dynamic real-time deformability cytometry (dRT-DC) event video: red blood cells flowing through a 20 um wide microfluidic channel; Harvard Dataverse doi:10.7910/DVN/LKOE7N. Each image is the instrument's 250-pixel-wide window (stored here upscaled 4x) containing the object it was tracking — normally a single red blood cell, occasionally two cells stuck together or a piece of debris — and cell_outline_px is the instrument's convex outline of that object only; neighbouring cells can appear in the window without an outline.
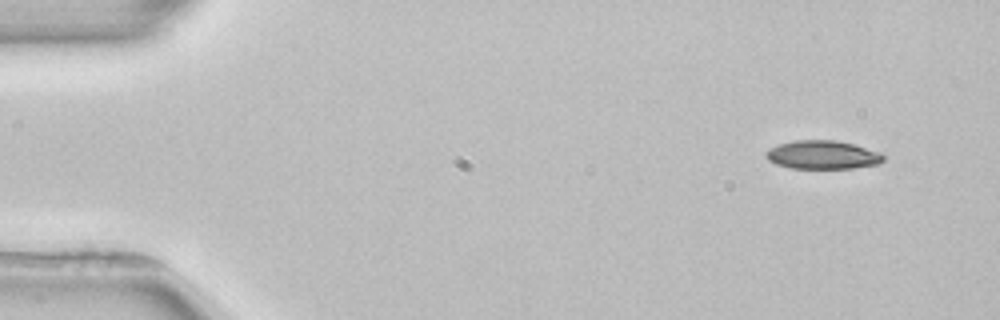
{"species": "common noctule bat (a hibernating species)", "species_latin": "Nyctalus noctula", "temperature_condition": "room temperature", "stored_images_in_passage": 4, "segment_of_instrument_passage": [1, 2], "camera_frame_rate_fps": 3000, "um_per_image_px": 0.085, "animal": {"sex": "female", "body_mass_g": 22.7, "forearm_length_mm": 54.2}, "frame": {"image": 1, "passage_image": 1, "time_ms": 0.0, "image_size_px": [1000, 320], "cell_outline_px": [[884, 160], [880, 164], [852, 168], [788, 168], [776, 164], [768, 160], [764, 156], [764, 152], [768, 148], [780, 144], [796, 140], [836, 140], [852, 144], [880, 152], [884, 156]], "centroid_in_image_um": [69.89, 13.16], "position_along_channel_um": 15.1, "area_um2": 19.59}}